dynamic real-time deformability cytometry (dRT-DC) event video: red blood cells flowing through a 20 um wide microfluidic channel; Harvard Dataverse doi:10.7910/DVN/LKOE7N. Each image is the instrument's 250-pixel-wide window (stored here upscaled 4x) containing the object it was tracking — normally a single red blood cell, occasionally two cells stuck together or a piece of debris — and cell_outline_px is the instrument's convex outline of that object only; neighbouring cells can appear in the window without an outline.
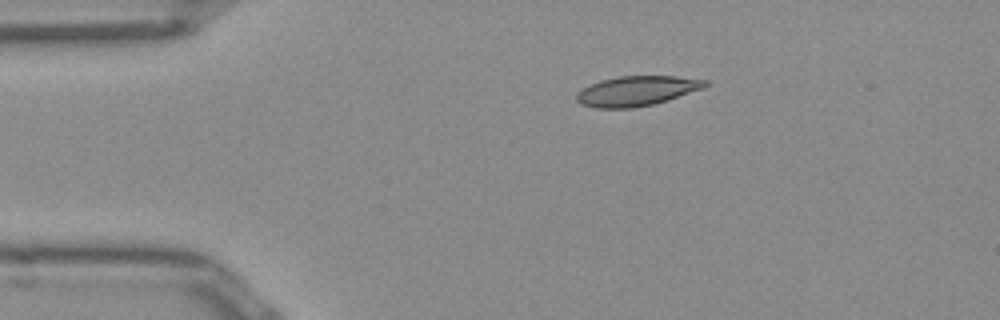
{"species": "Egyptian fruit bat (a non-hibernating species)", "species_latin": "Rousettus aegyptiacus", "temperature_condition": "room temperature", "stored_images_in_passage": 42, "camera_frame_rate_fps": 3000, "um_per_image_px": 0.085, "frame": {"image": 1, "passage_image": 1, "time_ms": 0.0, "image_size_px": [1000, 320], "cell_outline_px": [[708, 84], [704, 88], [668, 100], [652, 104], [632, 108], [596, 108], [580, 104], [576, 100], [576, 92], [600, 80], [620, 76], [676, 76], [708, 80]], "centroid_in_image_um": [54.12, 7.73], "position_along_channel_um": 30.9, "area_um2": 22.37}}
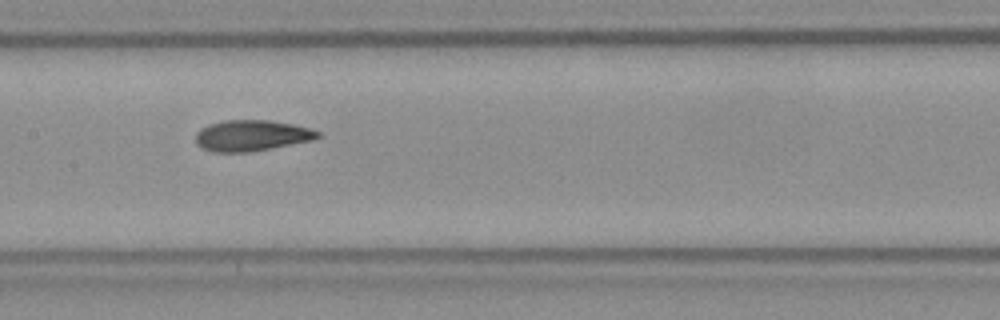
{"frame": {"image": 2, "passage_image": 16, "time_ms": 5.0, "image_size_px": [1000, 320], "cell_outline_px": [[320, 136], [312, 140], [248, 152], [212, 152], [196, 144], [196, 132], [200, 128], [208, 124], [224, 120], [268, 120], [292, 124], [308, 128], [320, 132]], "centroid_in_image_um": [21.34, 11.51], "position_along_channel_um": 186.1, "area_um2": 21.85}}
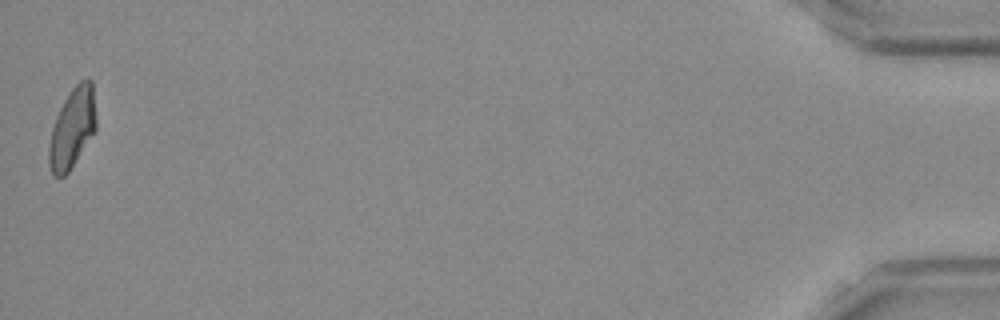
{"frame": {"image": 3, "passage_image": 42, "time_ms": 13.667, "image_size_px": [1000, 320], "cell_outline_px": [[96, 132], [68, 172], [64, 176], [52, 176], [48, 164], [48, 148], [52, 128], [56, 116], [64, 100], [72, 88], [80, 80], [88, 76], [92, 80], [96, 116]], "centroid_in_image_um": [6.16, 10.88], "position_along_channel_um": 429.0, "area_um2": 22.31}, "authors_computed_cell_mechanics": {"area_um2": 22.0507, "velocity_mm_per_s": 3.9677, "shape_relaxation_time_tau1_ms": 6.6102, "shape_relaxation_time_tau2_ms": 2.1528, "deformation_change_tau1": 0.1857, "deformation_change_tau2": 0.0737}}